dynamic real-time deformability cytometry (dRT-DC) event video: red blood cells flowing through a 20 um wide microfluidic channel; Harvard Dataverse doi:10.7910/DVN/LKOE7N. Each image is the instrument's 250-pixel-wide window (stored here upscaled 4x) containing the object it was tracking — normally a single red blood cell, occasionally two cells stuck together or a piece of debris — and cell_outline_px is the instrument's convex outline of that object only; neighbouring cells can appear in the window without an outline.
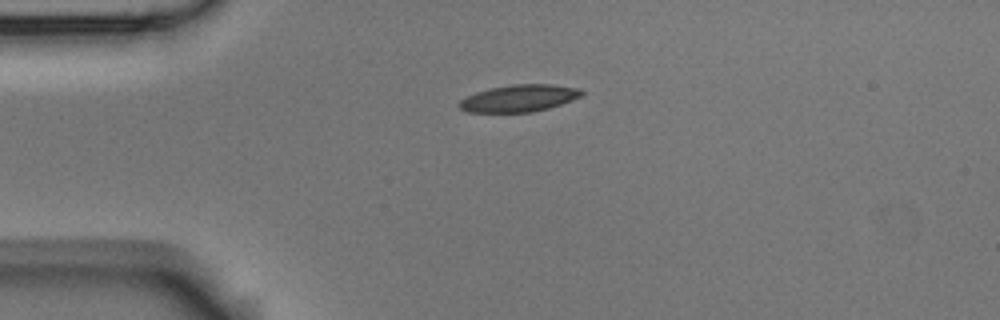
{"species": "Egyptian fruit bat (a non-hibernating species)", "species_latin": "Rousettus aegyptiacus", "temperature_condition": "room temperature", "stored_images_in_passage": 2, "camera_frame_rate_fps": 3000, "um_per_image_px": 0.085, "animal": {"sex": "male"}, "frame": {"image": 1, "passage_image": 1, "time_ms": 0.0, "image_size_px": [1000, 320], "cell_outline_px": [[584, 92], [580, 96], [572, 100], [548, 108], [532, 112], [468, 112], [460, 108], [456, 104], [460, 100], [476, 92], [492, 88], [512, 84], [552, 84], [580, 88]], "centroid_in_image_um": [44.12, 8.35], "position_along_channel_um": 40.9, "area_um2": 19.19}}